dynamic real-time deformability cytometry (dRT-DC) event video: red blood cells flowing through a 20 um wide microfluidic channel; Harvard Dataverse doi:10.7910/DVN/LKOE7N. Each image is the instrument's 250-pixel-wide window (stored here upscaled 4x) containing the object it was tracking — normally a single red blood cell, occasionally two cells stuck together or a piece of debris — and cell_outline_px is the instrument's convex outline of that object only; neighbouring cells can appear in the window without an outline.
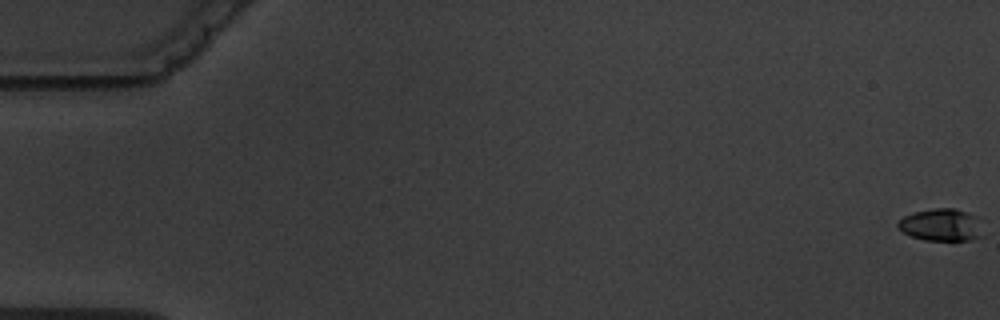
{"species": "common noctule bat (a hibernating species)", "species_latin": "Nyctalus noctula", "temperature_condition": "warm", "stored_images_in_passage": 5, "camera_frame_rate_fps": 3000, "um_per_image_px": 0.085, "animal": {"sex": "male", "body_mass_g": 19.5, "forearm_length_mm": 54.6}, "frame": {"image": 1, "passage_image": 1, "time_ms": 0.0, "image_size_px": [1000, 320], "cell_outline_px": [[984, 236], [968, 240], [924, 240], [912, 236], [896, 228], [896, 224], [904, 216], [912, 212], [936, 208], [956, 208], [968, 212], [976, 216]], "centroid_in_image_um": [80.0, 19.11], "position_along_channel_um": 5.0, "area_um2": 16.07}}
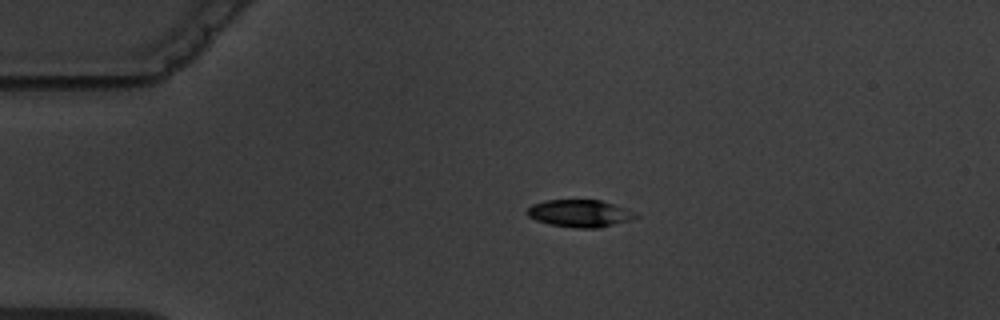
{"frame": {"image": 2, "passage_image": 4, "time_ms": 4.333, "image_size_px": [1000, 320], "cell_outline_px": [[640, 216], [628, 220], [600, 228], [576, 228], [548, 224], [536, 220], [528, 216], [528, 208], [532, 204], [544, 200], [600, 200], [636, 212]], "centroid_in_image_um": [49.27, 18.14], "position_along_channel_um": 35.7, "area_um2": 17.17}}